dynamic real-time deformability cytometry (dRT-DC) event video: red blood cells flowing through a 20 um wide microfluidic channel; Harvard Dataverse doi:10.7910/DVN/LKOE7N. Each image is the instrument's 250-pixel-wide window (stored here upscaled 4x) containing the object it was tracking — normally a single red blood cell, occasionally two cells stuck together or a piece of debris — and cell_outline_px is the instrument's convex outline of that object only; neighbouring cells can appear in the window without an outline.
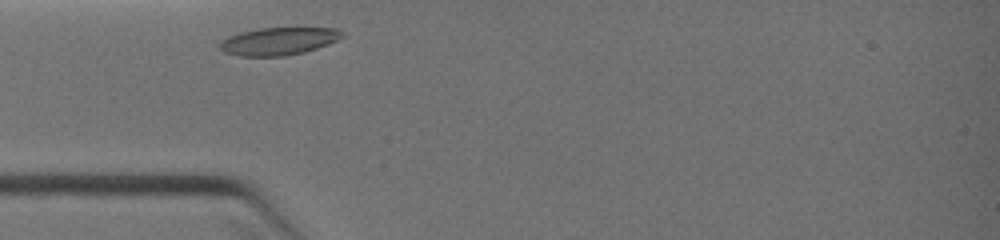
{"species": "common noctule bat (a hibernating species)", "species_latin": "Nyctalus noctula", "temperature_condition": "warm", "stored_images_in_passage": 24, "camera_frame_rate_fps": 3000, "um_per_image_px": 0.085, "animal": {"sex": "female", "body_mass_g": 19.0, "forearm_length_mm": 51.5}, "frame": {"image": 1, "passage_image": 1, "time_ms": 0.0, "image_size_px": [1000, 240], "cell_outline_px": [[344, 36], [328, 44], [304, 52], [284, 56], [240, 56], [224, 52], [220, 48], [220, 44], [228, 36], [240, 32], [260, 28], [336, 28], [344, 32]], "centroid_in_image_um": [23.69, 3.5], "position_along_channel_um": 61.3, "area_um2": 19.54}}
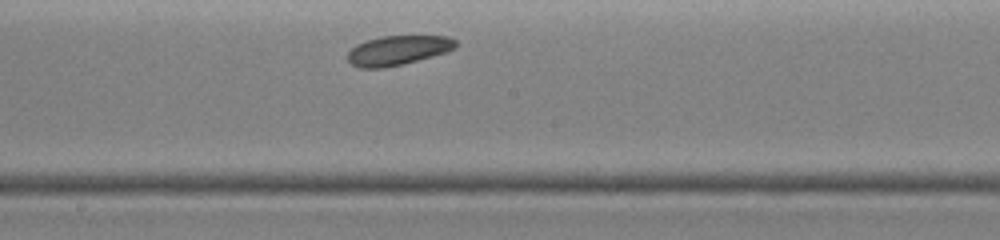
{"frame": {"image": 2, "passage_image": 13, "time_ms": 3.0, "image_size_px": [1000, 240], "cell_outline_px": [[456, 48], [448, 52], [384, 68], [360, 68], [352, 64], [348, 60], [348, 52], [356, 44], [380, 36], [448, 36], [456, 40]], "centroid_in_image_um": [33.83, 4.27], "position_along_channel_um": 214.4, "area_um2": 18.44}}
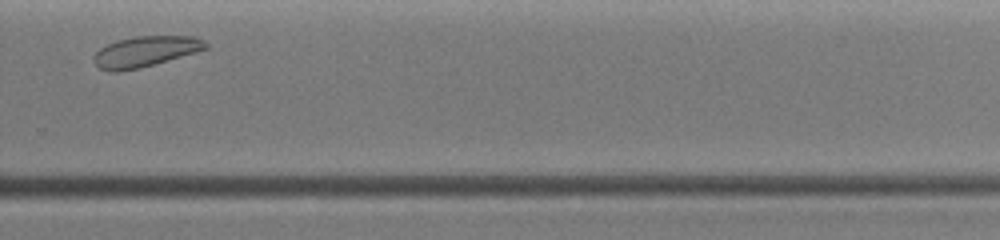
{"frame": {"image": 3, "passage_image": 21, "time_ms": 5.0, "image_size_px": [1000, 240], "cell_outline_px": [[208, 48], [140, 68], [116, 72], [112, 72], [100, 68], [92, 60], [96, 52], [100, 48], [108, 44], [120, 40], [136, 36], [196, 36], [204, 40], [208, 44]], "centroid_in_image_um": [12.35, 4.37], "position_along_channel_um": 317.4, "area_um2": 19.71}}